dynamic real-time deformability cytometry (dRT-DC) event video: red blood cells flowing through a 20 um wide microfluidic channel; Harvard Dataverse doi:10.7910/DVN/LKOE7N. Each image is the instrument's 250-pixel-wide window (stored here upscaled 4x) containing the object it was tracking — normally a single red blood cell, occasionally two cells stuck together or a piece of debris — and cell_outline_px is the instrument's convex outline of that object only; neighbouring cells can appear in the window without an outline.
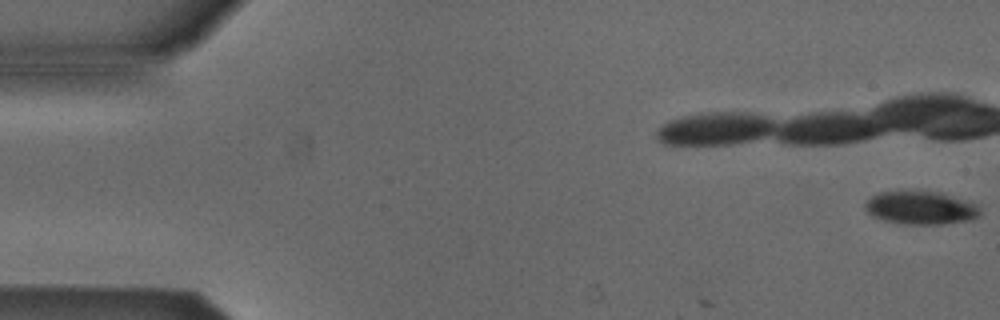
{"species": "Egyptian fruit bat (a non-hibernating species)", "species_latin": "Rousettus aegyptiacus", "temperature_condition": "cold", "stored_images_in_passage": 7, "camera_frame_rate_fps": 3000, "um_per_image_px": 0.085, "animal": {"sex": "male"}, "frame": {"image": 1, "passage_image": 1, "time_ms": 0.0, "image_size_px": [1000, 320], "cell_outline_px": [[980, 216], [972, 220], [940, 224], [900, 224], [884, 220], [872, 216], [864, 208], [864, 204], [872, 196], [880, 192], [936, 192], [964, 200], [976, 204], [980, 208]], "centroid_in_image_um": [78.26, 17.69], "position_along_channel_um": 6.7, "area_um2": 21.91}}